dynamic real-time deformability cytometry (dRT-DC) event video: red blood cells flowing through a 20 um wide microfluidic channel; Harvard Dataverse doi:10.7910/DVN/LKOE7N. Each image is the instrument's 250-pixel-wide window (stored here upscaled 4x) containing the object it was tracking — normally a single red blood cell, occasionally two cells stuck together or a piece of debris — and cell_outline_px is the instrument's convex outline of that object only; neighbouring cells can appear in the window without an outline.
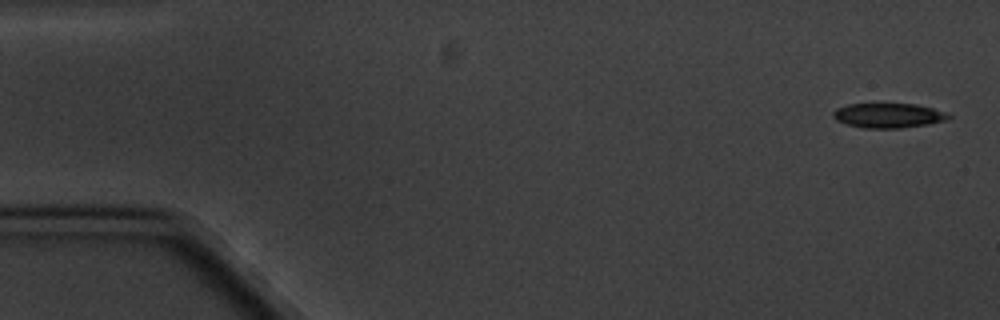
{"species": "common noctule bat (a hibernating species)", "species_latin": "Nyctalus noctula", "temperature_condition": "cold", "stored_images_in_passage": 5, "camera_frame_rate_fps": 3000, "um_per_image_px": 0.085, "animal": {"sex": "male", "body_mass_g": 20.1, "forearm_length_mm": 53.5}, "frame": {"image": 1, "passage_image": 1, "time_ms": 0.0, "image_size_px": [1000, 320], "cell_outline_px": [[952, 116], [944, 120], [928, 124], [900, 128], [864, 128], [844, 124], [836, 120], [832, 116], [832, 112], [836, 108], [848, 104], [916, 104], [932, 108]], "centroid_in_image_um": [75.43, 9.82], "position_along_channel_um": 9.6, "area_um2": 16.47}}